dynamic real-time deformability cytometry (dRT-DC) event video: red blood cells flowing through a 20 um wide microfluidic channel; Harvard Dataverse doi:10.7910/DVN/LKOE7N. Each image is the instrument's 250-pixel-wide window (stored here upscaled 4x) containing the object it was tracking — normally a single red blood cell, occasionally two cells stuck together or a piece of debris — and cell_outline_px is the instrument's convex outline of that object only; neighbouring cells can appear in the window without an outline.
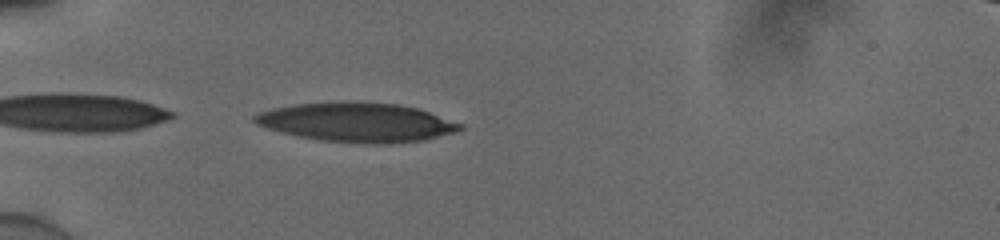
{"species": "human", "species_latin": "Homo sapiens", "temperature_condition": "cold", "stored_images_in_passage": 35, "camera_frame_rate_fps": 3000, "um_per_image_px": 0.085, "donor": {"sex": "male"}, "frame": {"image": 1, "passage_image": 1, "time_ms": 0.0, "image_size_px": [1000, 240], "cell_outline_px": [[464, 128], [456, 132], [424, 140], [392, 144], [376, 144], [320, 140], [300, 136], [268, 128], [256, 124], [252, 120], [252, 116], [260, 112], [272, 108], [292, 104], [340, 100], [352, 100], [400, 104], [420, 108], [464, 124]], "centroid_in_image_um": [30.38, 10.37], "position_along_channel_um": 54.6, "area_um2": 47.74}}
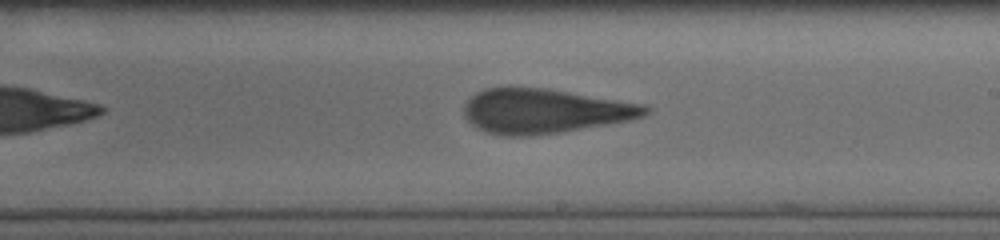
{"frame": {"image": 2, "passage_image": 17, "time_ms": 5.333, "image_size_px": [1000, 240], "cell_outline_px": [[652, 108], [644, 116], [632, 120], [560, 132], [532, 136], [504, 136], [488, 132], [476, 128], [464, 116], [464, 104], [476, 92], [484, 88], [548, 88], [648, 104]], "centroid_in_image_um": [46.34, 9.44], "position_along_channel_um": 242.7, "area_um2": 47.4}}
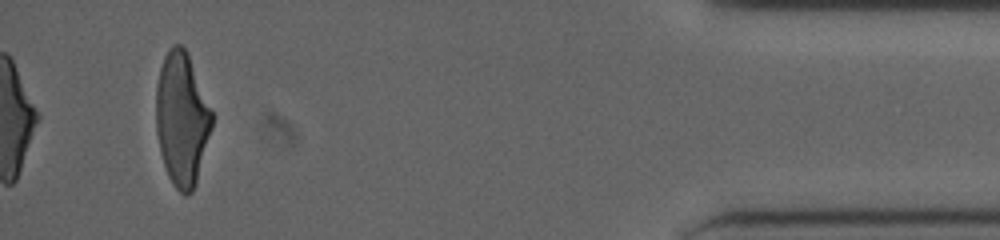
{"frame": {"image": 3, "passage_image": 35, "time_ms": 11.333, "image_size_px": [1000, 240], "cell_outline_px": [[212, 128], [196, 184], [192, 192], [188, 196], [184, 196], [172, 184], [168, 176], [160, 152], [156, 132], [156, 84], [160, 68], [164, 56], [168, 48], [172, 44], [180, 44], [188, 52], [212, 112]], "centroid_in_image_um": [15.44, 10.12], "position_along_channel_um": 419.8, "area_um2": 43.64}, "authors_computed_cell_mechanics": {"area_um2": 46.8758, "velocity_mm_per_s": 3.9111, "shape_relaxation_time_tau1_ms": null, "shape_relaxation_time_tau2_ms": 2.0498, "deformation_change_tau1": null, "deformation_change_tau2": 0.1384}}